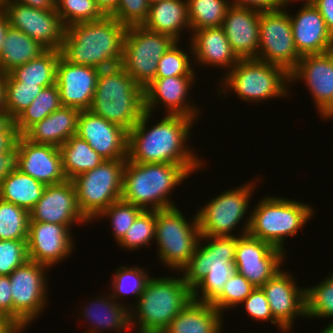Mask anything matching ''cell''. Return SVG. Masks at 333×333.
Returning a JSON list of instances; mask_svg holds the SVG:
<instances>
[{
    "mask_svg": "<svg viewBox=\"0 0 333 333\" xmlns=\"http://www.w3.org/2000/svg\"><path fill=\"white\" fill-rule=\"evenodd\" d=\"M153 114L145 112L128 132L127 160L135 163H172L189 174L206 168L187 141L196 119L182 115H164L150 127Z\"/></svg>",
    "mask_w": 333,
    "mask_h": 333,
    "instance_id": "1",
    "label": "cell"
},
{
    "mask_svg": "<svg viewBox=\"0 0 333 333\" xmlns=\"http://www.w3.org/2000/svg\"><path fill=\"white\" fill-rule=\"evenodd\" d=\"M127 26L111 16L66 27L61 56L76 65L98 69L121 65Z\"/></svg>",
    "mask_w": 333,
    "mask_h": 333,
    "instance_id": "2",
    "label": "cell"
},
{
    "mask_svg": "<svg viewBox=\"0 0 333 333\" xmlns=\"http://www.w3.org/2000/svg\"><path fill=\"white\" fill-rule=\"evenodd\" d=\"M237 239L201 236L196 251L181 270L194 300L211 304L222 293L226 281L236 272Z\"/></svg>",
    "mask_w": 333,
    "mask_h": 333,
    "instance_id": "3",
    "label": "cell"
},
{
    "mask_svg": "<svg viewBox=\"0 0 333 333\" xmlns=\"http://www.w3.org/2000/svg\"><path fill=\"white\" fill-rule=\"evenodd\" d=\"M190 176L178 164L135 163L127 160L123 170L121 200L143 210L177 207L171 193Z\"/></svg>",
    "mask_w": 333,
    "mask_h": 333,
    "instance_id": "4",
    "label": "cell"
},
{
    "mask_svg": "<svg viewBox=\"0 0 333 333\" xmlns=\"http://www.w3.org/2000/svg\"><path fill=\"white\" fill-rule=\"evenodd\" d=\"M192 299V290L184 281L183 275L159 278L151 276L144 291L129 309L131 330L163 332Z\"/></svg>",
    "mask_w": 333,
    "mask_h": 333,
    "instance_id": "5",
    "label": "cell"
},
{
    "mask_svg": "<svg viewBox=\"0 0 333 333\" xmlns=\"http://www.w3.org/2000/svg\"><path fill=\"white\" fill-rule=\"evenodd\" d=\"M89 110L129 132L146 112L144 88L121 65L101 69Z\"/></svg>",
    "mask_w": 333,
    "mask_h": 333,
    "instance_id": "6",
    "label": "cell"
},
{
    "mask_svg": "<svg viewBox=\"0 0 333 333\" xmlns=\"http://www.w3.org/2000/svg\"><path fill=\"white\" fill-rule=\"evenodd\" d=\"M223 76L219 82H222L221 88H217L219 90L216 94L220 98L223 97L222 94L223 98L228 96L230 91L238 95L240 101L255 105L271 98H288L291 94L289 92L290 74L281 66L256 58L240 59Z\"/></svg>",
    "mask_w": 333,
    "mask_h": 333,
    "instance_id": "7",
    "label": "cell"
},
{
    "mask_svg": "<svg viewBox=\"0 0 333 333\" xmlns=\"http://www.w3.org/2000/svg\"><path fill=\"white\" fill-rule=\"evenodd\" d=\"M254 207L248 233L285 253L286 238L303 230L315 214L310 204L282 196L266 195Z\"/></svg>",
    "mask_w": 333,
    "mask_h": 333,
    "instance_id": "8",
    "label": "cell"
},
{
    "mask_svg": "<svg viewBox=\"0 0 333 333\" xmlns=\"http://www.w3.org/2000/svg\"><path fill=\"white\" fill-rule=\"evenodd\" d=\"M255 181L258 183L256 178L237 186L238 188L225 190L207 201L198 211L196 210L201 236H241L248 233L251 221V211L248 212L249 203L254 195L252 193L257 188L255 186H258ZM247 214L249 216H246ZM241 222L244 223V227L239 228L241 229L239 234H235L234 231L238 230L237 227Z\"/></svg>",
    "mask_w": 333,
    "mask_h": 333,
    "instance_id": "9",
    "label": "cell"
},
{
    "mask_svg": "<svg viewBox=\"0 0 333 333\" xmlns=\"http://www.w3.org/2000/svg\"><path fill=\"white\" fill-rule=\"evenodd\" d=\"M183 215L178 206L156 211L157 258L165 267L178 273L190 261L201 238L197 214L190 221Z\"/></svg>",
    "mask_w": 333,
    "mask_h": 333,
    "instance_id": "10",
    "label": "cell"
},
{
    "mask_svg": "<svg viewBox=\"0 0 333 333\" xmlns=\"http://www.w3.org/2000/svg\"><path fill=\"white\" fill-rule=\"evenodd\" d=\"M127 160H105L72 179L79 208L90 223L112 203L121 200Z\"/></svg>",
    "mask_w": 333,
    "mask_h": 333,
    "instance_id": "11",
    "label": "cell"
},
{
    "mask_svg": "<svg viewBox=\"0 0 333 333\" xmlns=\"http://www.w3.org/2000/svg\"><path fill=\"white\" fill-rule=\"evenodd\" d=\"M175 42L172 37L149 31L142 25L127 26L121 66L145 88L155 79L159 59Z\"/></svg>",
    "mask_w": 333,
    "mask_h": 333,
    "instance_id": "12",
    "label": "cell"
},
{
    "mask_svg": "<svg viewBox=\"0 0 333 333\" xmlns=\"http://www.w3.org/2000/svg\"><path fill=\"white\" fill-rule=\"evenodd\" d=\"M49 270L46 265L27 260L9 275L15 326L31 325L49 305Z\"/></svg>",
    "mask_w": 333,
    "mask_h": 333,
    "instance_id": "13",
    "label": "cell"
},
{
    "mask_svg": "<svg viewBox=\"0 0 333 333\" xmlns=\"http://www.w3.org/2000/svg\"><path fill=\"white\" fill-rule=\"evenodd\" d=\"M288 9L260 13L259 49L257 58L283 67L289 74L297 67L301 56L294 43Z\"/></svg>",
    "mask_w": 333,
    "mask_h": 333,
    "instance_id": "14",
    "label": "cell"
},
{
    "mask_svg": "<svg viewBox=\"0 0 333 333\" xmlns=\"http://www.w3.org/2000/svg\"><path fill=\"white\" fill-rule=\"evenodd\" d=\"M0 6L11 27L26 33L48 50L60 51L66 27L55 9H35L10 1H0Z\"/></svg>",
    "mask_w": 333,
    "mask_h": 333,
    "instance_id": "15",
    "label": "cell"
},
{
    "mask_svg": "<svg viewBox=\"0 0 333 333\" xmlns=\"http://www.w3.org/2000/svg\"><path fill=\"white\" fill-rule=\"evenodd\" d=\"M286 254L271 244L251 236H238L235 250L236 272L254 287H262L285 263Z\"/></svg>",
    "mask_w": 333,
    "mask_h": 333,
    "instance_id": "16",
    "label": "cell"
},
{
    "mask_svg": "<svg viewBox=\"0 0 333 333\" xmlns=\"http://www.w3.org/2000/svg\"><path fill=\"white\" fill-rule=\"evenodd\" d=\"M300 79L315 103L321 119L333 120V52L301 56L290 73V86Z\"/></svg>",
    "mask_w": 333,
    "mask_h": 333,
    "instance_id": "17",
    "label": "cell"
},
{
    "mask_svg": "<svg viewBox=\"0 0 333 333\" xmlns=\"http://www.w3.org/2000/svg\"><path fill=\"white\" fill-rule=\"evenodd\" d=\"M71 229L67 225L29 221L28 259L51 269L70 257L76 244Z\"/></svg>",
    "mask_w": 333,
    "mask_h": 333,
    "instance_id": "18",
    "label": "cell"
},
{
    "mask_svg": "<svg viewBox=\"0 0 333 333\" xmlns=\"http://www.w3.org/2000/svg\"><path fill=\"white\" fill-rule=\"evenodd\" d=\"M195 76L155 78L144 88L145 111L153 114L158 105L166 109L165 115H182L196 119L201 117L199 107L192 104L189 93Z\"/></svg>",
    "mask_w": 333,
    "mask_h": 333,
    "instance_id": "19",
    "label": "cell"
},
{
    "mask_svg": "<svg viewBox=\"0 0 333 333\" xmlns=\"http://www.w3.org/2000/svg\"><path fill=\"white\" fill-rule=\"evenodd\" d=\"M29 221L83 226L90 222L81 212L72 180L47 185L42 197L29 211ZM86 223V224H85Z\"/></svg>",
    "mask_w": 333,
    "mask_h": 333,
    "instance_id": "20",
    "label": "cell"
},
{
    "mask_svg": "<svg viewBox=\"0 0 333 333\" xmlns=\"http://www.w3.org/2000/svg\"><path fill=\"white\" fill-rule=\"evenodd\" d=\"M291 274L281 269L261 287L273 318L288 333L294 331L291 330L294 328V321L306 318L305 288L297 286V280Z\"/></svg>",
    "mask_w": 333,
    "mask_h": 333,
    "instance_id": "21",
    "label": "cell"
},
{
    "mask_svg": "<svg viewBox=\"0 0 333 333\" xmlns=\"http://www.w3.org/2000/svg\"><path fill=\"white\" fill-rule=\"evenodd\" d=\"M76 135L104 160H127L128 131L90 110L80 111Z\"/></svg>",
    "mask_w": 333,
    "mask_h": 333,
    "instance_id": "22",
    "label": "cell"
},
{
    "mask_svg": "<svg viewBox=\"0 0 333 333\" xmlns=\"http://www.w3.org/2000/svg\"><path fill=\"white\" fill-rule=\"evenodd\" d=\"M15 167L46 186L67 180L59 148L35 144L23 135H19L16 142Z\"/></svg>",
    "mask_w": 333,
    "mask_h": 333,
    "instance_id": "23",
    "label": "cell"
},
{
    "mask_svg": "<svg viewBox=\"0 0 333 333\" xmlns=\"http://www.w3.org/2000/svg\"><path fill=\"white\" fill-rule=\"evenodd\" d=\"M100 69L76 65L60 56L57 64L56 84L62 106L89 110L93 101Z\"/></svg>",
    "mask_w": 333,
    "mask_h": 333,
    "instance_id": "24",
    "label": "cell"
},
{
    "mask_svg": "<svg viewBox=\"0 0 333 333\" xmlns=\"http://www.w3.org/2000/svg\"><path fill=\"white\" fill-rule=\"evenodd\" d=\"M294 14L289 13V16L298 54L305 56L330 52L333 36L319 10L310 1H304Z\"/></svg>",
    "mask_w": 333,
    "mask_h": 333,
    "instance_id": "25",
    "label": "cell"
},
{
    "mask_svg": "<svg viewBox=\"0 0 333 333\" xmlns=\"http://www.w3.org/2000/svg\"><path fill=\"white\" fill-rule=\"evenodd\" d=\"M260 11L230 5L222 24L231 49L239 59L257 58Z\"/></svg>",
    "mask_w": 333,
    "mask_h": 333,
    "instance_id": "26",
    "label": "cell"
},
{
    "mask_svg": "<svg viewBox=\"0 0 333 333\" xmlns=\"http://www.w3.org/2000/svg\"><path fill=\"white\" fill-rule=\"evenodd\" d=\"M189 43L192 46L193 61H196V65L223 68V70H226L223 73L224 75L240 60L231 49L227 36L221 26L193 30L190 40H188Z\"/></svg>",
    "mask_w": 333,
    "mask_h": 333,
    "instance_id": "27",
    "label": "cell"
},
{
    "mask_svg": "<svg viewBox=\"0 0 333 333\" xmlns=\"http://www.w3.org/2000/svg\"><path fill=\"white\" fill-rule=\"evenodd\" d=\"M93 299L80 307L79 313L83 314L79 316H82L81 319L84 317V322L90 324L85 333H105L108 330L112 333L131 331L130 311L126 305L117 302L109 293Z\"/></svg>",
    "mask_w": 333,
    "mask_h": 333,
    "instance_id": "28",
    "label": "cell"
},
{
    "mask_svg": "<svg viewBox=\"0 0 333 333\" xmlns=\"http://www.w3.org/2000/svg\"><path fill=\"white\" fill-rule=\"evenodd\" d=\"M79 115V109L61 106L33 125L23 136L35 144L60 148L69 138L76 135Z\"/></svg>",
    "mask_w": 333,
    "mask_h": 333,
    "instance_id": "29",
    "label": "cell"
},
{
    "mask_svg": "<svg viewBox=\"0 0 333 333\" xmlns=\"http://www.w3.org/2000/svg\"><path fill=\"white\" fill-rule=\"evenodd\" d=\"M142 26L149 31L170 36L178 42L183 38L181 32L187 30L190 40L187 0H162L151 4L148 17Z\"/></svg>",
    "mask_w": 333,
    "mask_h": 333,
    "instance_id": "30",
    "label": "cell"
},
{
    "mask_svg": "<svg viewBox=\"0 0 333 333\" xmlns=\"http://www.w3.org/2000/svg\"><path fill=\"white\" fill-rule=\"evenodd\" d=\"M223 315L210 303L192 299L162 333H220Z\"/></svg>",
    "mask_w": 333,
    "mask_h": 333,
    "instance_id": "31",
    "label": "cell"
},
{
    "mask_svg": "<svg viewBox=\"0 0 333 333\" xmlns=\"http://www.w3.org/2000/svg\"><path fill=\"white\" fill-rule=\"evenodd\" d=\"M47 50L26 33L9 25L0 54V72L8 74L14 68L40 57Z\"/></svg>",
    "mask_w": 333,
    "mask_h": 333,
    "instance_id": "32",
    "label": "cell"
},
{
    "mask_svg": "<svg viewBox=\"0 0 333 333\" xmlns=\"http://www.w3.org/2000/svg\"><path fill=\"white\" fill-rule=\"evenodd\" d=\"M46 185L14 167L0 184V199L28 212L42 197Z\"/></svg>",
    "mask_w": 333,
    "mask_h": 333,
    "instance_id": "33",
    "label": "cell"
},
{
    "mask_svg": "<svg viewBox=\"0 0 333 333\" xmlns=\"http://www.w3.org/2000/svg\"><path fill=\"white\" fill-rule=\"evenodd\" d=\"M62 168L67 180L90 171L105 160L77 135L69 138L60 148Z\"/></svg>",
    "mask_w": 333,
    "mask_h": 333,
    "instance_id": "34",
    "label": "cell"
},
{
    "mask_svg": "<svg viewBox=\"0 0 333 333\" xmlns=\"http://www.w3.org/2000/svg\"><path fill=\"white\" fill-rule=\"evenodd\" d=\"M61 56L58 50H47L40 57L14 68L8 74L15 80L44 88L56 83L57 64Z\"/></svg>",
    "mask_w": 333,
    "mask_h": 333,
    "instance_id": "35",
    "label": "cell"
},
{
    "mask_svg": "<svg viewBox=\"0 0 333 333\" xmlns=\"http://www.w3.org/2000/svg\"><path fill=\"white\" fill-rule=\"evenodd\" d=\"M61 106L57 84L43 88L33 102L14 119L18 134L24 135L33 125Z\"/></svg>",
    "mask_w": 333,
    "mask_h": 333,
    "instance_id": "36",
    "label": "cell"
},
{
    "mask_svg": "<svg viewBox=\"0 0 333 333\" xmlns=\"http://www.w3.org/2000/svg\"><path fill=\"white\" fill-rule=\"evenodd\" d=\"M133 266L134 267H128L124 264L118 266L119 268L115 270L113 278L111 279L112 283H110V289L112 291L109 292L117 302L125 304L129 309L136 303L144 291L147 281L151 278L149 273H147L148 270L143 267L141 268L140 266ZM128 295L136 298L134 303H123V297H127ZM119 299L122 302H120Z\"/></svg>",
    "mask_w": 333,
    "mask_h": 333,
    "instance_id": "37",
    "label": "cell"
},
{
    "mask_svg": "<svg viewBox=\"0 0 333 333\" xmlns=\"http://www.w3.org/2000/svg\"><path fill=\"white\" fill-rule=\"evenodd\" d=\"M190 30L220 27L223 24L229 0H187Z\"/></svg>",
    "mask_w": 333,
    "mask_h": 333,
    "instance_id": "38",
    "label": "cell"
},
{
    "mask_svg": "<svg viewBox=\"0 0 333 333\" xmlns=\"http://www.w3.org/2000/svg\"><path fill=\"white\" fill-rule=\"evenodd\" d=\"M29 212L0 199V240H27Z\"/></svg>",
    "mask_w": 333,
    "mask_h": 333,
    "instance_id": "39",
    "label": "cell"
},
{
    "mask_svg": "<svg viewBox=\"0 0 333 333\" xmlns=\"http://www.w3.org/2000/svg\"><path fill=\"white\" fill-rule=\"evenodd\" d=\"M324 280L305 287L306 318H328L333 322V278L329 275Z\"/></svg>",
    "mask_w": 333,
    "mask_h": 333,
    "instance_id": "40",
    "label": "cell"
},
{
    "mask_svg": "<svg viewBox=\"0 0 333 333\" xmlns=\"http://www.w3.org/2000/svg\"><path fill=\"white\" fill-rule=\"evenodd\" d=\"M156 211L143 210L125 233L117 246L124 250H138L155 242ZM132 250V251H131Z\"/></svg>",
    "mask_w": 333,
    "mask_h": 333,
    "instance_id": "41",
    "label": "cell"
},
{
    "mask_svg": "<svg viewBox=\"0 0 333 333\" xmlns=\"http://www.w3.org/2000/svg\"><path fill=\"white\" fill-rule=\"evenodd\" d=\"M180 42L176 41L159 59L155 78H165L172 76H196L195 63L193 62V50L191 43L188 54L184 48L180 49ZM179 45V46H178ZM192 60V61H191ZM194 64H192V63ZM193 65V66H192ZM194 69V70H193Z\"/></svg>",
    "mask_w": 333,
    "mask_h": 333,
    "instance_id": "42",
    "label": "cell"
},
{
    "mask_svg": "<svg viewBox=\"0 0 333 333\" xmlns=\"http://www.w3.org/2000/svg\"><path fill=\"white\" fill-rule=\"evenodd\" d=\"M43 88L40 85L15 81L9 74H6L4 92L6 117L14 120L33 102Z\"/></svg>",
    "mask_w": 333,
    "mask_h": 333,
    "instance_id": "43",
    "label": "cell"
},
{
    "mask_svg": "<svg viewBox=\"0 0 333 333\" xmlns=\"http://www.w3.org/2000/svg\"><path fill=\"white\" fill-rule=\"evenodd\" d=\"M55 10L65 27L97 21L105 16L94 0H55Z\"/></svg>",
    "mask_w": 333,
    "mask_h": 333,
    "instance_id": "44",
    "label": "cell"
},
{
    "mask_svg": "<svg viewBox=\"0 0 333 333\" xmlns=\"http://www.w3.org/2000/svg\"><path fill=\"white\" fill-rule=\"evenodd\" d=\"M143 211L136 205L127 203L123 200L112 203L107 209L102 211L95 219L107 217L110 221L113 239L118 243L125 235L127 230L136 220L137 216Z\"/></svg>",
    "mask_w": 333,
    "mask_h": 333,
    "instance_id": "45",
    "label": "cell"
},
{
    "mask_svg": "<svg viewBox=\"0 0 333 333\" xmlns=\"http://www.w3.org/2000/svg\"><path fill=\"white\" fill-rule=\"evenodd\" d=\"M255 287L239 273L235 272L225 283L222 293L211 303L219 312L236 308L250 295Z\"/></svg>",
    "mask_w": 333,
    "mask_h": 333,
    "instance_id": "46",
    "label": "cell"
},
{
    "mask_svg": "<svg viewBox=\"0 0 333 333\" xmlns=\"http://www.w3.org/2000/svg\"><path fill=\"white\" fill-rule=\"evenodd\" d=\"M27 260V240H0V275L9 276Z\"/></svg>",
    "mask_w": 333,
    "mask_h": 333,
    "instance_id": "47",
    "label": "cell"
},
{
    "mask_svg": "<svg viewBox=\"0 0 333 333\" xmlns=\"http://www.w3.org/2000/svg\"><path fill=\"white\" fill-rule=\"evenodd\" d=\"M149 8L148 0H118L110 16L126 26L142 25L148 17Z\"/></svg>",
    "mask_w": 333,
    "mask_h": 333,
    "instance_id": "48",
    "label": "cell"
},
{
    "mask_svg": "<svg viewBox=\"0 0 333 333\" xmlns=\"http://www.w3.org/2000/svg\"><path fill=\"white\" fill-rule=\"evenodd\" d=\"M244 310L252 320L271 322L283 333H288L274 318L270 310V305L261 287H255L250 295L241 303Z\"/></svg>",
    "mask_w": 333,
    "mask_h": 333,
    "instance_id": "49",
    "label": "cell"
},
{
    "mask_svg": "<svg viewBox=\"0 0 333 333\" xmlns=\"http://www.w3.org/2000/svg\"><path fill=\"white\" fill-rule=\"evenodd\" d=\"M18 137L14 120L7 117L0 119V156H15Z\"/></svg>",
    "mask_w": 333,
    "mask_h": 333,
    "instance_id": "50",
    "label": "cell"
},
{
    "mask_svg": "<svg viewBox=\"0 0 333 333\" xmlns=\"http://www.w3.org/2000/svg\"><path fill=\"white\" fill-rule=\"evenodd\" d=\"M229 2L233 6L267 12L285 8L287 0H229Z\"/></svg>",
    "mask_w": 333,
    "mask_h": 333,
    "instance_id": "51",
    "label": "cell"
},
{
    "mask_svg": "<svg viewBox=\"0 0 333 333\" xmlns=\"http://www.w3.org/2000/svg\"><path fill=\"white\" fill-rule=\"evenodd\" d=\"M9 276L0 275V314L13 323V301Z\"/></svg>",
    "mask_w": 333,
    "mask_h": 333,
    "instance_id": "52",
    "label": "cell"
},
{
    "mask_svg": "<svg viewBox=\"0 0 333 333\" xmlns=\"http://www.w3.org/2000/svg\"><path fill=\"white\" fill-rule=\"evenodd\" d=\"M310 2L319 10L328 31L333 36V0H311Z\"/></svg>",
    "mask_w": 333,
    "mask_h": 333,
    "instance_id": "53",
    "label": "cell"
},
{
    "mask_svg": "<svg viewBox=\"0 0 333 333\" xmlns=\"http://www.w3.org/2000/svg\"><path fill=\"white\" fill-rule=\"evenodd\" d=\"M0 1L18 2L27 5L28 7L41 10L55 9V0H0Z\"/></svg>",
    "mask_w": 333,
    "mask_h": 333,
    "instance_id": "54",
    "label": "cell"
},
{
    "mask_svg": "<svg viewBox=\"0 0 333 333\" xmlns=\"http://www.w3.org/2000/svg\"><path fill=\"white\" fill-rule=\"evenodd\" d=\"M15 167V156H0V184Z\"/></svg>",
    "mask_w": 333,
    "mask_h": 333,
    "instance_id": "55",
    "label": "cell"
},
{
    "mask_svg": "<svg viewBox=\"0 0 333 333\" xmlns=\"http://www.w3.org/2000/svg\"><path fill=\"white\" fill-rule=\"evenodd\" d=\"M105 16H110L116 9L118 0H94Z\"/></svg>",
    "mask_w": 333,
    "mask_h": 333,
    "instance_id": "56",
    "label": "cell"
},
{
    "mask_svg": "<svg viewBox=\"0 0 333 333\" xmlns=\"http://www.w3.org/2000/svg\"><path fill=\"white\" fill-rule=\"evenodd\" d=\"M8 27H9V23H8L6 13L0 6V54H1V51L3 48V42H4L6 32L8 30Z\"/></svg>",
    "mask_w": 333,
    "mask_h": 333,
    "instance_id": "57",
    "label": "cell"
},
{
    "mask_svg": "<svg viewBox=\"0 0 333 333\" xmlns=\"http://www.w3.org/2000/svg\"><path fill=\"white\" fill-rule=\"evenodd\" d=\"M5 80H6V74L0 72V119L6 117L5 98H4Z\"/></svg>",
    "mask_w": 333,
    "mask_h": 333,
    "instance_id": "58",
    "label": "cell"
},
{
    "mask_svg": "<svg viewBox=\"0 0 333 333\" xmlns=\"http://www.w3.org/2000/svg\"><path fill=\"white\" fill-rule=\"evenodd\" d=\"M14 326L15 325L11 321L0 314V333H9L14 328Z\"/></svg>",
    "mask_w": 333,
    "mask_h": 333,
    "instance_id": "59",
    "label": "cell"
},
{
    "mask_svg": "<svg viewBox=\"0 0 333 333\" xmlns=\"http://www.w3.org/2000/svg\"><path fill=\"white\" fill-rule=\"evenodd\" d=\"M30 325L25 326H14V328L9 333H23Z\"/></svg>",
    "mask_w": 333,
    "mask_h": 333,
    "instance_id": "60",
    "label": "cell"
},
{
    "mask_svg": "<svg viewBox=\"0 0 333 333\" xmlns=\"http://www.w3.org/2000/svg\"><path fill=\"white\" fill-rule=\"evenodd\" d=\"M320 333H333V322L328 323L327 326L325 325V328H323Z\"/></svg>",
    "mask_w": 333,
    "mask_h": 333,
    "instance_id": "61",
    "label": "cell"
},
{
    "mask_svg": "<svg viewBox=\"0 0 333 333\" xmlns=\"http://www.w3.org/2000/svg\"><path fill=\"white\" fill-rule=\"evenodd\" d=\"M295 1H298V0H287L285 6L288 8V6H290V4L293 3V2H295ZM300 1H301V3H302V1L304 2V1H311V0H299V2H300Z\"/></svg>",
    "mask_w": 333,
    "mask_h": 333,
    "instance_id": "62",
    "label": "cell"
},
{
    "mask_svg": "<svg viewBox=\"0 0 333 333\" xmlns=\"http://www.w3.org/2000/svg\"><path fill=\"white\" fill-rule=\"evenodd\" d=\"M160 1H162V0H148L150 5L153 4V3H156V2H160Z\"/></svg>",
    "mask_w": 333,
    "mask_h": 333,
    "instance_id": "63",
    "label": "cell"
},
{
    "mask_svg": "<svg viewBox=\"0 0 333 333\" xmlns=\"http://www.w3.org/2000/svg\"><path fill=\"white\" fill-rule=\"evenodd\" d=\"M138 333H158V332H138ZM162 333V332H160Z\"/></svg>",
    "mask_w": 333,
    "mask_h": 333,
    "instance_id": "64",
    "label": "cell"
},
{
    "mask_svg": "<svg viewBox=\"0 0 333 333\" xmlns=\"http://www.w3.org/2000/svg\"><path fill=\"white\" fill-rule=\"evenodd\" d=\"M328 275H330V276L333 278V273H332V271H331V273H330V274H328Z\"/></svg>",
    "mask_w": 333,
    "mask_h": 333,
    "instance_id": "65",
    "label": "cell"
}]
</instances>
